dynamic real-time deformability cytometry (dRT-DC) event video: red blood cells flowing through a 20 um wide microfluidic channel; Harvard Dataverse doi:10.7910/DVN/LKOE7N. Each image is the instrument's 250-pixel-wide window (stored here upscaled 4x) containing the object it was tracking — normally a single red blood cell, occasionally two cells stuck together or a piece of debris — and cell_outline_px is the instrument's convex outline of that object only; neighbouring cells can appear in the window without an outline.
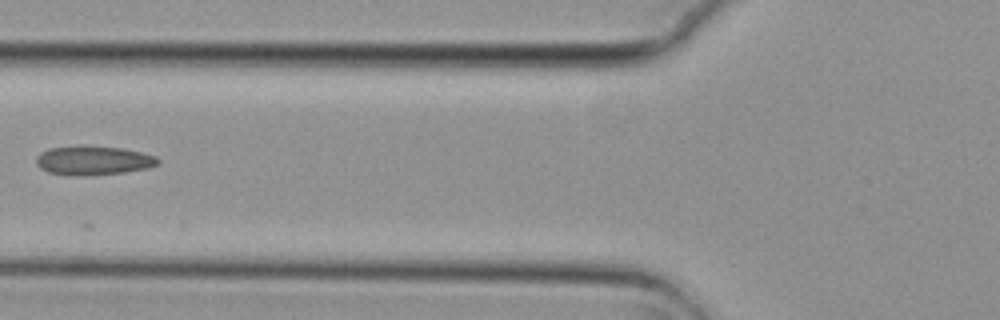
{"species": "common noctule bat (a hibernating species)", "species_latin": "Nyctalus noctula", "temperature_condition": "cold", "stored_images_in_passage": 6, "camera_frame_rate_fps": 3000, "um_per_image_px": 0.085, "animal": {"sex": "female", "body_mass_g": 29.2, "forearm_length_mm": 56.3}, "frame": {"image": 1, "passage_image": 5, "time_ms": 1.333, "image_size_px": [1000, 320], "cell_outline_px": [[160, 164], [148, 168], [124, 172], [80, 176], [72, 176], [48, 172], [40, 168], [36, 164], [36, 156], [40, 152], [48, 148], [80, 144], [120, 148], [140, 152], [156, 156], [160, 160]], "centroid_in_image_um": [7.89, 13.62], "position_along_channel_um": 117.9, "area_um2": 21.04}}